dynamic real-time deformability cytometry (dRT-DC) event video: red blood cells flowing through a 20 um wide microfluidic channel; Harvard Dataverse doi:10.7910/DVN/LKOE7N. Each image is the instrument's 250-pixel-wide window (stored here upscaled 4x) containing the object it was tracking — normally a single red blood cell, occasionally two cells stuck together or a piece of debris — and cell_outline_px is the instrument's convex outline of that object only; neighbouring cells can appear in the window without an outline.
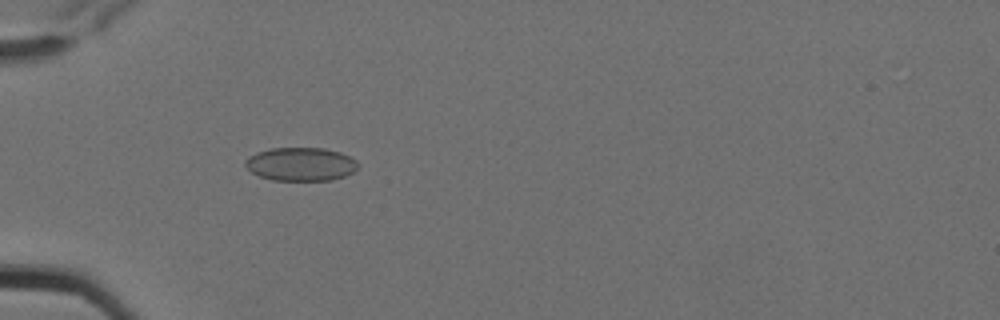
{"species": "Egyptian fruit bat (a non-hibernating species)", "species_latin": "Rousettus aegyptiacus", "temperature_condition": "cold", "stored_images_in_passage": 6, "camera_frame_rate_fps": 3000, "um_per_image_px": 0.085, "animal": {"sex": "female"}, "frame": {"image": 1, "passage_image": 6, "time_ms": 1.667, "image_size_px": [1000, 320], "cell_outline_px": [[360, 164], [352, 172], [344, 176], [332, 180], [272, 180], [260, 176], [252, 172], [244, 164], [244, 160], [248, 156], [256, 152], [272, 148], [324, 148], [340, 152], [356, 160]], "centroid_in_image_um": [25.55, 13.94], "position_along_channel_um": 59.4, "area_um2": 21.96}}